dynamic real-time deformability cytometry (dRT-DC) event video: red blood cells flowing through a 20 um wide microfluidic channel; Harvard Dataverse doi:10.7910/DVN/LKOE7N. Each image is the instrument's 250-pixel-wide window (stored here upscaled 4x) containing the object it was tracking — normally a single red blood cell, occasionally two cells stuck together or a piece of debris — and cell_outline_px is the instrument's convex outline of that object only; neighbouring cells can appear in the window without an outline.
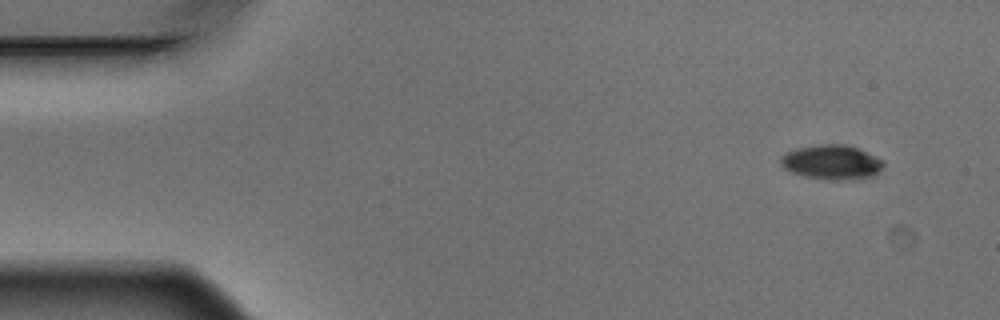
{"species": "Egyptian fruit bat (a non-hibernating species)", "species_latin": "Rousettus aegyptiacus", "temperature_condition": "warm", "stored_images_in_passage": 5, "segment_of_instrument_passage": [2, 2], "camera_frame_rate_fps": 3000, "um_per_image_px": 0.085, "animal": {"sex": "male"}, "frame": {"image": 1, "passage_image": 5, "time_ms": 1.333, "image_size_px": [1000, 320], "cell_outline_px": [[884, 164], [880, 172], [872, 176], [852, 180], [828, 180], [804, 176], [792, 172], [784, 168], [780, 164], [780, 156], [784, 152], [796, 148], [820, 144], [844, 144], [856, 148], [876, 156], [884, 160]], "centroid_in_image_um": [70.68, 13.79], "position_along_channel_um": 14.3, "area_um2": 20.92}}